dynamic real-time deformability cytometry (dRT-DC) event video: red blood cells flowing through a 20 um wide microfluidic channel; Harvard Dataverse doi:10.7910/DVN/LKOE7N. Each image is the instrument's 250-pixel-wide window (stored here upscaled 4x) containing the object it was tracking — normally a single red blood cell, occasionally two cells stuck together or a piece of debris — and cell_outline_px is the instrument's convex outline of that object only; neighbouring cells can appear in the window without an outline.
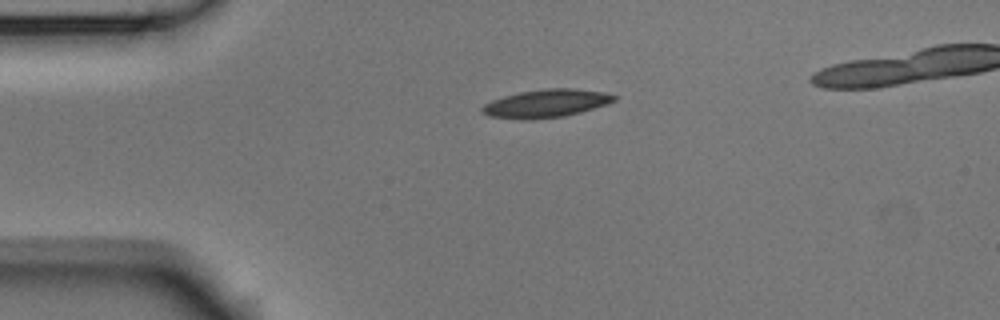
{"species": "Egyptian fruit bat (a non-hibernating species)", "species_latin": "Rousettus aegyptiacus", "temperature_condition": "room temperature", "stored_images_in_passage": 3, "camera_frame_rate_fps": 3000, "um_per_image_px": 0.085, "animal": {"sex": "male"}, "frame": {"image": 1, "passage_image": 1, "time_ms": 0.0, "image_size_px": [1000, 320], "cell_outline_px": [[616, 100], [608, 104], [580, 112], [564, 116], [524, 120], [488, 116], [480, 112], [480, 108], [484, 104], [492, 100], [504, 96], [520, 92], [548, 88], [572, 88], [600, 92], [616, 96]], "centroid_in_image_um": [46.37, 8.8], "position_along_channel_um": 38.6, "area_um2": 21.44}}